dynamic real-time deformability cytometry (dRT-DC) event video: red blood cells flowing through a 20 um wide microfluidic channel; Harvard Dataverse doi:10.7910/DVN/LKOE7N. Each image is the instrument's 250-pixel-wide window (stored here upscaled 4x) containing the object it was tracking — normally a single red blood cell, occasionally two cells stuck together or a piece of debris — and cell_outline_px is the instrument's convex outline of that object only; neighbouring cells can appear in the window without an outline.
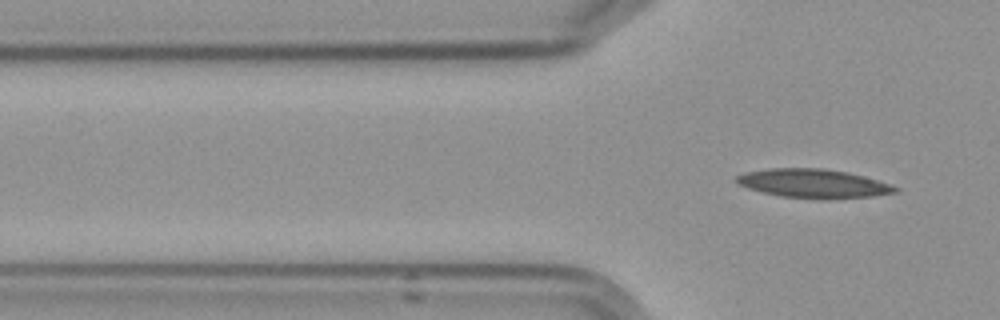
{"species": "Egyptian fruit bat (a non-hibernating species)", "species_latin": "Rousettus aegyptiacus", "temperature_condition": "cold", "stored_images_in_passage": 7, "segment_of_instrument_passage": [2, 2], "camera_frame_rate_fps": 3000, "um_per_image_px": 0.085, "frame": {"image": 1, "passage_image": 7, "time_ms": 8.0, "image_size_px": [1000, 320], "cell_outline_px": [[900, 192], [872, 196], [828, 200], [780, 196], [748, 188], [736, 184], [736, 176], [744, 172], [772, 168], [824, 168], [848, 172], [864, 176], [900, 188]], "centroid_in_image_um": [69.15, 15.6], "position_along_channel_um": 56.7, "area_um2": 26.88}}